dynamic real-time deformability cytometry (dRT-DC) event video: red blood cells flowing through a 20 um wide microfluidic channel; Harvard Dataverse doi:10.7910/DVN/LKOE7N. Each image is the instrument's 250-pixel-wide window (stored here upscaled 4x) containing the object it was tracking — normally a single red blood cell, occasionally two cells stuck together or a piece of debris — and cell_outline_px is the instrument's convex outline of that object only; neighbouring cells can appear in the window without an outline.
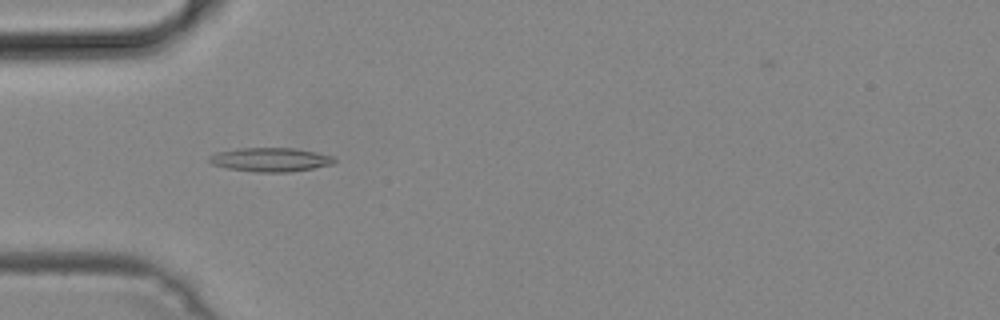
{"species": "common noctule bat (a hibernating species)", "species_latin": "Nyctalus noctula", "temperature_condition": "cold", "stored_images_in_passage": 39, "camera_frame_rate_fps": 3000, "um_per_image_px": 0.085, "animal": {"sex": "male", "body_mass_g": 19.2, "forearm_length_mm": 51.8}, "frame": {"image": 1, "passage_image": 4, "time_ms": 1.0, "image_size_px": [1000, 320], "cell_outline_px": [[336, 160], [332, 164], [292, 172], [256, 172], [228, 168], [212, 164], [208, 160], [208, 156], [216, 152], [236, 148], [292, 148], [316, 152], [332, 156]], "centroid_in_image_um": [22.95, 13.56], "position_along_channel_um": 62.1, "area_um2": 17.4}}
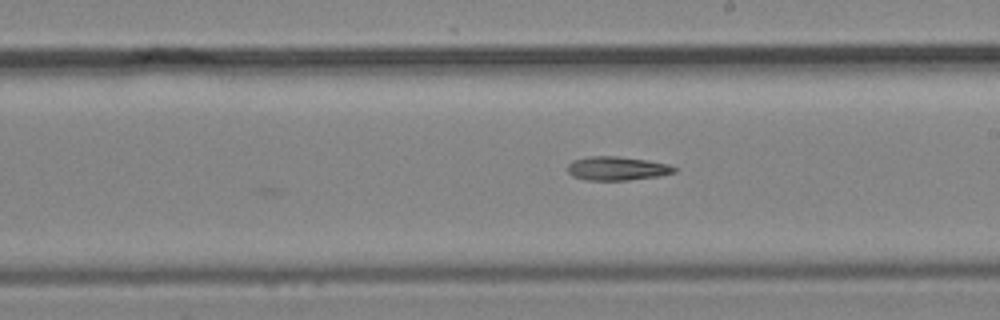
{"frame": {"image": 2, "passage_image": 17, "time_ms": 5.333, "image_size_px": [1000, 320], "cell_outline_px": [[680, 168], [676, 172], [660, 176], [628, 180], [588, 180], [572, 176], [568, 172], [568, 164], [572, 160], [588, 156], [616, 156], [648, 160], [668, 164]], "centroid_in_image_um": [52.48, 14.31], "position_along_channel_um": 236.5, "area_um2": 14.97}}
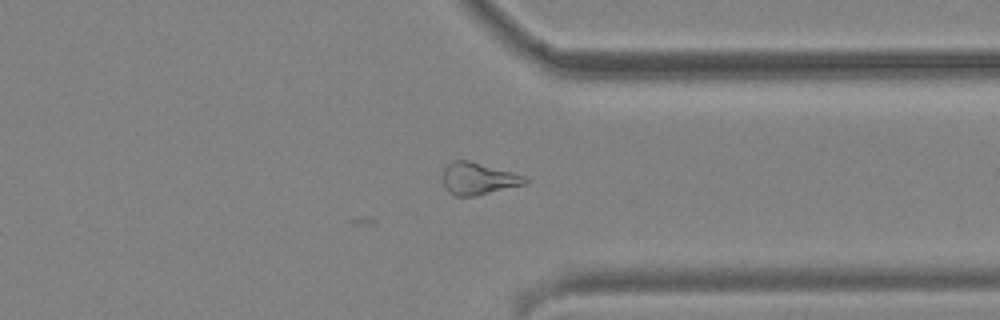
{"frame": {"image": 3, "passage_image": 27, "time_ms": 8.667, "image_size_px": [1000, 320], "cell_outline_px": [[528, 180], [524, 184], [472, 196], [452, 196], [444, 188], [444, 168], [452, 160], [468, 160], [512, 172], [524, 176]], "centroid_in_image_um": [40.6, 15.18], "position_along_channel_um": 370.8, "area_um2": 15.09}}